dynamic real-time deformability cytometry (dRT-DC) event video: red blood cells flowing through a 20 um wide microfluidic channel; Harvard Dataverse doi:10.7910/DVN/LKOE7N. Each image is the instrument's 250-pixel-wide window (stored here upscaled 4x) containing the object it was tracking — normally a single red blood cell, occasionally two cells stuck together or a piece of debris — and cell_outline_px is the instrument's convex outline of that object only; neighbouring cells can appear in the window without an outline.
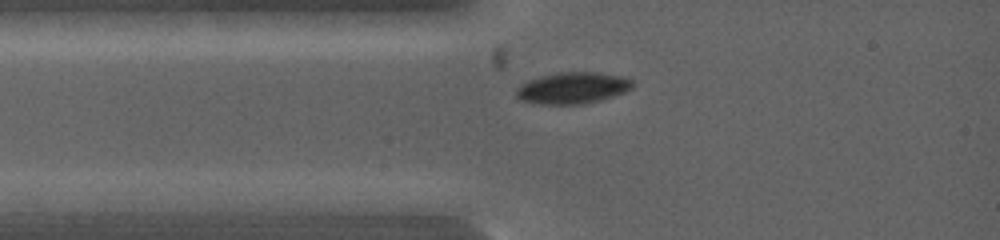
{"species": "common noctule bat (a hibernating species)", "species_latin": "Nyctalus noctula", "temperature_condition": "warm", "stored_images_in_passage": 40, "camera_frame_rate_fps": 5000, "um_per_image_px": 0.085, "animal": {"sex": "female", "body_mass_g": 19.0, "forearm_length_mm": 53.3}, "frame": {"image": 1, "passage_image": 1, "time_ms": 0.0, "image_size_px": [1000, 240], "cell_outline_px": [[632, 88], [624, 92], [600, 100], [584, 104], [540, 104], [520, 100], [516, 96], [516, 88], [520, 84], [528, 80], [540, 76], [556, 72], [596, 72], [624, 76], [632, 80]], "centroid_in_image_um": [48.65, 7.47], "position_along_channel_um": 36.4, "area_um2": 21.44}}
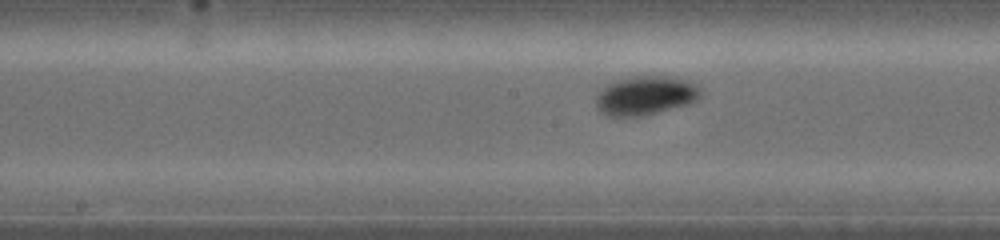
{"frame": {"image": 2, "passage_image": 18, "time_ms": 4.0, "image_size_px": [1000, 240], "cell_outline_px": [[704, 92], [696, 100], [688, 104], [640, 116], [608, 116], [600, 112], [596, 108], [596, 96], [608, 84], [616, 80], [636, 76], [664, 76], [684, 80], [696, 84]], "centroid_in_image_um": [54.86, 8.12], "position_along_channel_um": 193.3, "area_um2": 23.52}}
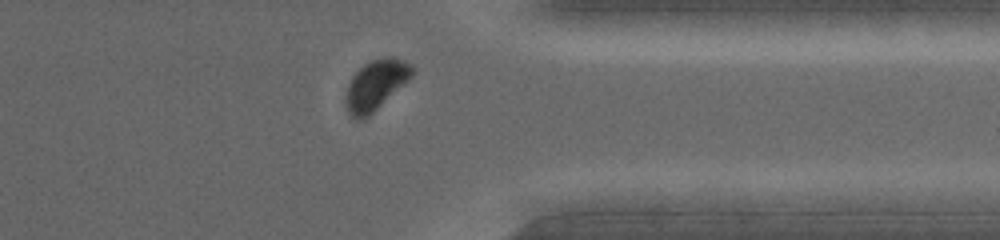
{"frame": {"image": 3, "passage_image": 35, "time_ms": 8.8, "image_size_px": [1000, 240], "cell_outline_px": [[412, 72], [364, 120], [356, 120], [348, 112], [348, 84], [352, 76], [364, 64], [372, 60], [388, 56], [392, 56], [404, 60], [412, 64]], "centroid_in_image_um": [31.89, 7.18], "position_along_channel_um": 379.5, "area_um2": 18.03}, "authors_computed_cell_mechanics": {"area_um2": 22.0796, "velocity_mm_per_s": 3.9743, "shape_relaxation_time_tau1_ms": 1.2525, "shape_relaxation_time_tau2_ms": null, "deformation_change_tau1": 0.0813, "deformation_change_tau2": null}}